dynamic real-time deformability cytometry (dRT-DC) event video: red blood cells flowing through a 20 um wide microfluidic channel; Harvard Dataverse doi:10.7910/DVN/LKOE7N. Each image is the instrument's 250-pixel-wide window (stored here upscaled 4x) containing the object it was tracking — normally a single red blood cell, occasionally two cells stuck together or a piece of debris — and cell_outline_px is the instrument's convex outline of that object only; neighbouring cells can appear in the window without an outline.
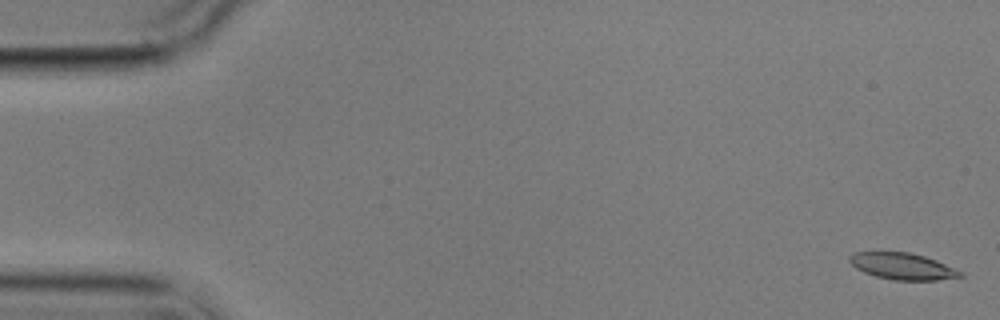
{"species": "common noctule bat (a hibernating species)", "species_latin": "Nyctalus noctula", "temperature_condition": "cold", "stored_images_in_passage": 7, "camera_frame_rate_fps": 3000, "um_per_image_px": 0.085, "animal": {"sex": "male", "body_mass_g": 17.9}, "frame": {"image": 1, "passage_image": 1, "time_ms": 0.0, "image_size_px": [1000, 320], "cell_outline_px": [[964, 276], [936, 280], [892, 280], [876, 276], [864, 272], [856, 268], [848, 260], [848, 256], [852, 252], [908, 252], [924, 256], [936, 260], [964, 272]], "centroid_in_image_um": [76.71, 22.63], "position_along_channel_um": 8.3, "area_um2": 17.17}}
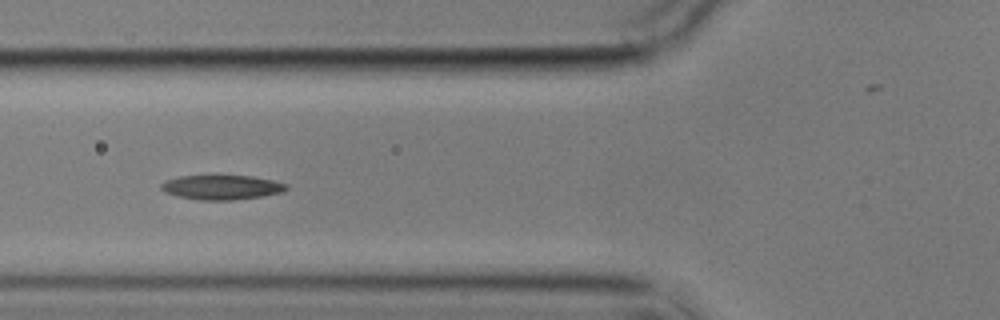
{"frame": {"image": 2, "passage_image": 6, "time_ms": 6.667, "image_size_px": [1000, 320], "cell_outline_px": [[288, 188], [284, 192], [260, 196], [232, 200], [200, 200], [180, 196], [164, 192], [160, 188], [160, 184], [164, 180], [180, 176], [216, 172], [252, 176], [272, 180], [288, 184]], "centroid_in_image_um": [18.81, 15.86], "position_along_channel_um": 107.0, "area_um2": 18.84}}
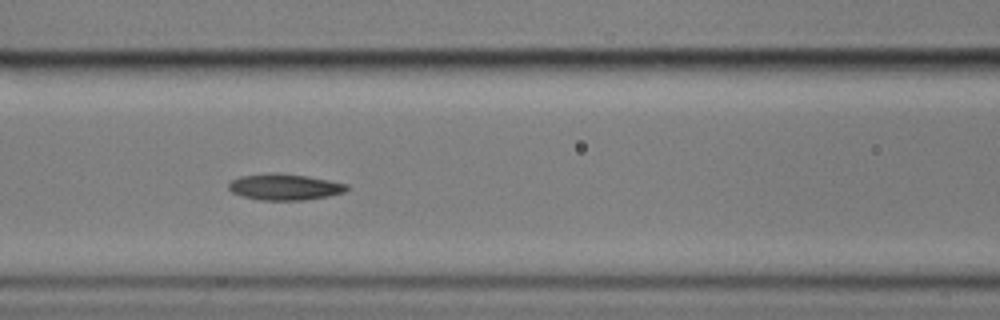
{"frame": {"image": 3, "passage_image": 7, "time_ms": 7.667, "image_size_px": [1000, 320], "cell_outline_px": [[348, 188], [344, 192], [328, 196], [304, 200], [260, 200], [244, 196], [232, 192], [228, 188], [228, 184], [232, 180], [240, 176], [268, 172], [280, 172], [308, 176], [348, 184]], "centroid_in_image_um": [24.18, 15.87], "position_along_channel_um": 142.4, "area_um2": 18.15}}